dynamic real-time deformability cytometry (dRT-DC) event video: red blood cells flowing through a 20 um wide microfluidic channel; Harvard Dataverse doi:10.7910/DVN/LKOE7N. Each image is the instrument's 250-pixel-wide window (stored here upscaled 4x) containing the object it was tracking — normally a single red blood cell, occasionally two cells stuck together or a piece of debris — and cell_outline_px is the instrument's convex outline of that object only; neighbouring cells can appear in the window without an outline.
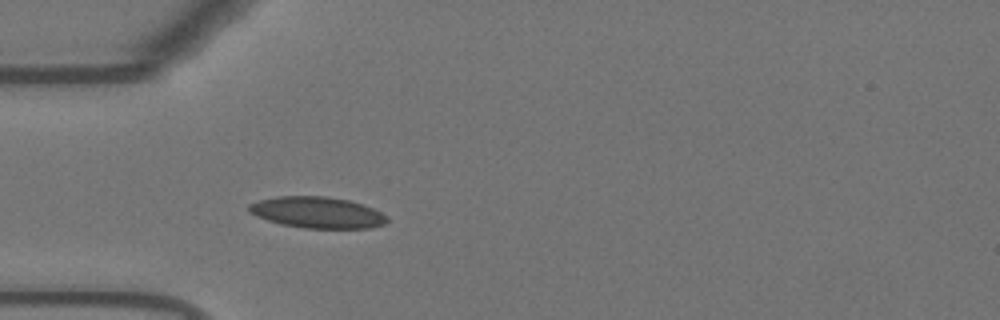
{"species": "Egyptian fruit bat (a non-hibernating species)", "species_latin": "Rousettus aegyptiacus", "temperature_condition": "warm", "stored_images_in_passage": 29, "camera_frame_rate_fps": 3000, "um_per_image_px": 0.085, "animal": {"sex": "female"}, "frame": {"image": 1, "passage_image": 1, "time_ms": 0.0, "image_size_px": [1000, 320], "cell_outline_px": [[388, 220], [384, 224], [372, 228], [304, 228], [284, 224], [268, 220], [256, 216], [248, 212], [248, 204], [260, 200], [276, 196], [328, 196], [348, 200], [364, 204], [388, 216]], "centroid_in_image_um": [26.98, 18.05], "position_along_channel_um": 58.0, "area_um2": 25.2}}
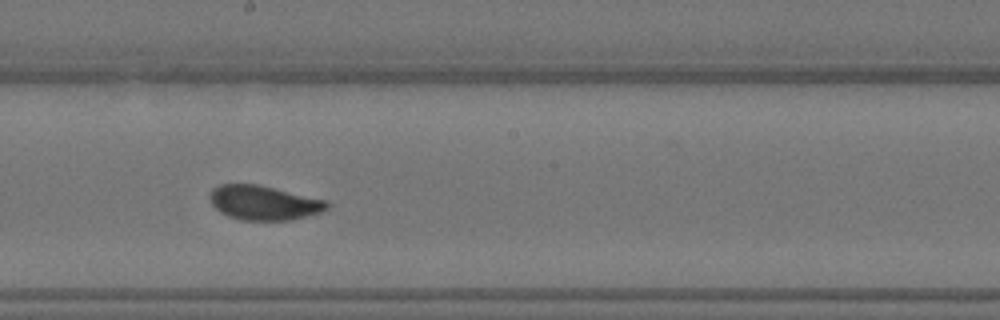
{"frame": {"image": 2, "passage_image": 15, "time_ms": 4.667, "image_size_px": [1000, 320], "cell_outline_px": [[328, 208], [320, 212], [292, 220], [244, 220], [228, 216], [220, 212], [212, 204], [212, 188], [220, 184], [256, 184], [328, 200]], "centroid_in_image_um": [22.45, 17.23], "position_along_channel_um": 225.8, "area_um2": 23.24}}
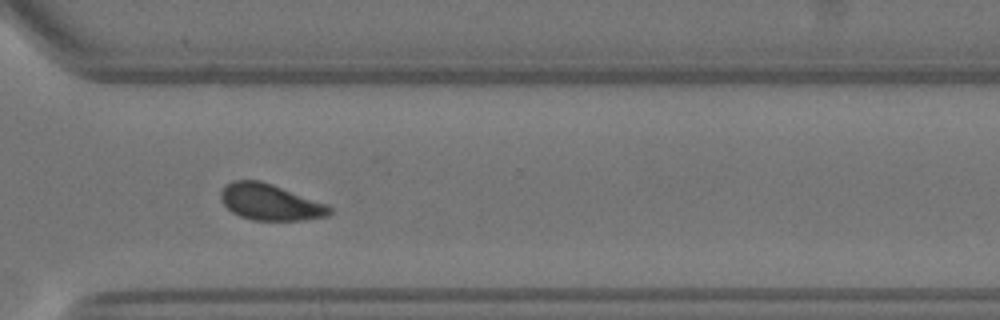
{"frame": {"image": 3, "passage_image": 25, "time_ms": 8.0, "image_size_px": [1000, 320], "cell_outline_px": [[332, 212], [328, 216], [300, 220], [252, 220], [240, 216], [232, 212], [220, 200], [220, 192], [224, 184], [232, 180], [260, 180], [272, 184], [328, 204], [332, 208]], "centroid_in_image_um": [22.95, 17.17], "position_along_channel_um": 347.7, "area_um2": 23.12}, "authors_computed_cell_mechanics": {"area_um2": 23.5824, "velocity_mm_per_s": 3.665, "shape_relaxation_time_tau1_ms": 4.1435, "shape_relaxation_time_tau2_ms": null, "deformation_change_tau1": 0.101, "deformation_change_tau2": null}}